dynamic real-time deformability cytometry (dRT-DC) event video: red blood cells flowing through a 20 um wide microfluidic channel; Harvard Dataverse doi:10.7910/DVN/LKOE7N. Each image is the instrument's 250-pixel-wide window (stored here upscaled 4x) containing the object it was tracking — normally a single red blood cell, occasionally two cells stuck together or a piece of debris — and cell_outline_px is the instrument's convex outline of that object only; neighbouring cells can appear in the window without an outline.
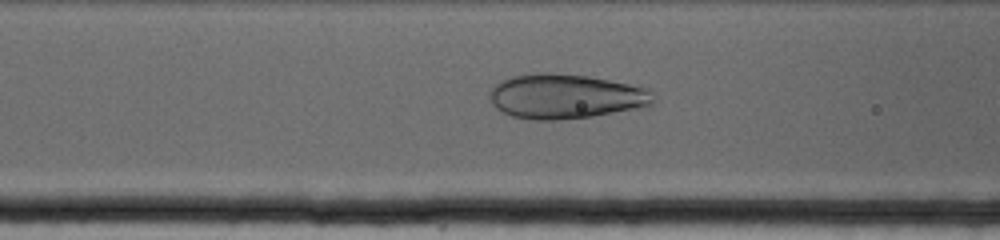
{"species": "human", "species_latin": "Homo sapiens", "temperature_condition": "cold", "stored_images_in_passage": 22, "camera_frame_rate_fps": 3000, "um_per_image_px": 0.085, "donor": {"sex": "female"}, "frame": {"image": 1, "passage_image": 19, "time_ms": 6.0, "image_size_px": [1000, 240], "cell_outline_px": [[656, 100], [648, 108], [592, 116], [556, 120], [532, 120], [512, 116], [496, 108], [492, 104], [488, 96], [488, 92], [496, 84], [512, 76], [588, 76], [648, 88]], "centroid_in_image_um": [48.15, 8.26], "position_along_channel_um": 118.5, "area_um2": 41.73}}